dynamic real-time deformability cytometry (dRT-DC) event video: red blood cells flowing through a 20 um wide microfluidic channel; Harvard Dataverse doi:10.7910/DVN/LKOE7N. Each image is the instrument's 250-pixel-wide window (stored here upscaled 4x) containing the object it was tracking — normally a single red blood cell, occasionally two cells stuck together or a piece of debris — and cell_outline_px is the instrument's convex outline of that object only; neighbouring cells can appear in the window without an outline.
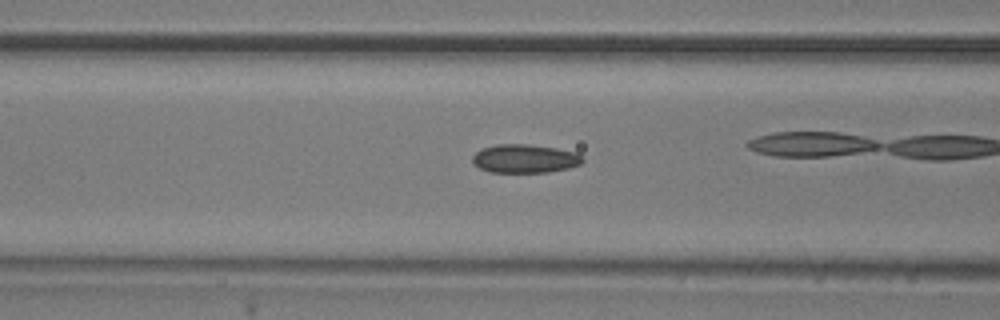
{"species": "common noctule bat (a hibernating species)", "species_latin": "Nyctalus noctula", "temperature_condition": "room temperature", "stored_images_in_passage": 37, "camera_frame_rate_fps": 3000, "um_per_image_px": 0.085, "animal": {"sex": "male", "body_mass_g": 20.5, "forearm_length_mm": 52.5}, "frame": {"image": 1, "passage_image": 16, "time_ms": 5.0, "image_size_px": [1000, 320], "cell_outline_px": [[584, 160], [580, 164], [568, 168], [548, 172], [488, 172], [480, 168], [472, 160], [472, 156], [476, 152], [484, 148], [496, 144], [528, 144], [556, 148], [576, 152]], "centroid_in_image_um": [44.61, 13.48], "position_along_channel_um": 122.0, "area_um2": 18.21}}